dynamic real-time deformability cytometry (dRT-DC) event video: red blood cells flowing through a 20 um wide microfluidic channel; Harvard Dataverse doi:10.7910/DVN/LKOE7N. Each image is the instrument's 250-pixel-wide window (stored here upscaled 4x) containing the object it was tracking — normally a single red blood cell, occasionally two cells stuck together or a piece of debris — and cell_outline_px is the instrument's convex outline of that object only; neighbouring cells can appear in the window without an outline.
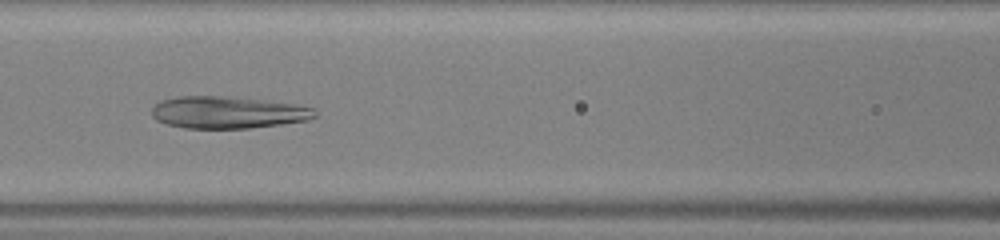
{"species": "human", "species_latin": "Homo sapiens", "temperature_condition": "warm", "stored_images_in_passage": 46, "camera_frame_rate_fps": 3000, "um_per_image_px": 0.085, "donor": {"sex": "male"}, "frame": {"image": 1, "passage_image": 20, "time_ms": 6.333, "image_size_px": [1000, 240], "cell_outline_px": [[320, 112], [316, 116], [308, 120], [280, 124], [248, 128], [184, 128], [168, 124], [156, 120], [152, 116], [152, 108], [160, 100], [176, 96], [220, 96], [264, 100], [292, 104], [316, 108]], "centroid_in_image_um": [19.37, 9.55], "position_along_channel_um": 147.2, "area_um2": 30.46}}
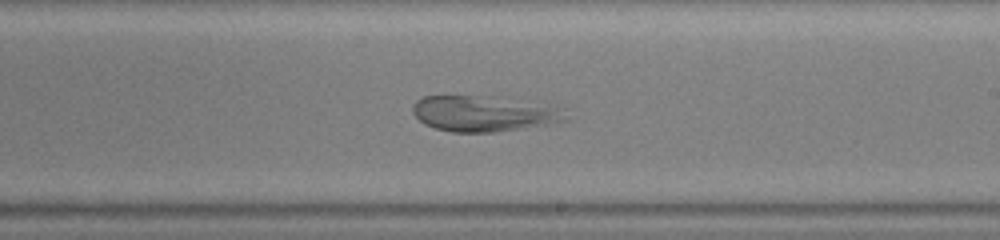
{"frame": {"image": 2, "passage_image": 27, "time_ms": 8.667, "image_size_px": [1000, 240], "cell_outline_px": [[568, 120], [520, 128], [492, 132], [452, 132], [436, 128], [424, 124], [412, 112], [412, 104], [416, 100], [424, 96], [496, 96], [564, 108]], "centroid_in_image_um": [41.09, 9.64], "position_along_channel_um": 247.9, "area_um2": 31.67}}
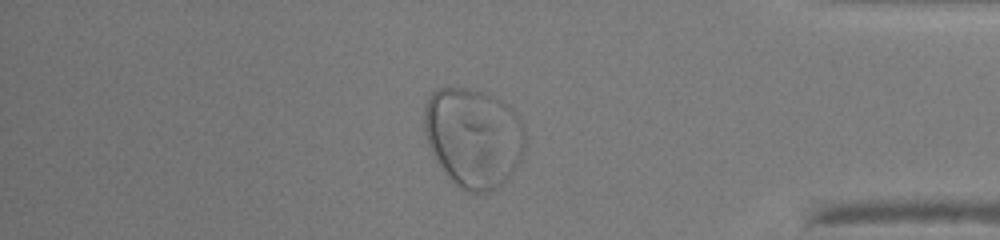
{"frame": {"image": 3, "passage_image": 39, "time_ms": 12.667, "image_size_px": [1000, 240], "cell_outline_px": [[524, 148], [520, 160], [512, 172], [496, 188], [488, 192], [468, 192], [452, 180], [448, 176], [432, 152], [428, 144], [424, 128], [424, 112], [428, 96], [436, 88], [468, 88], [484, 92], [496, 96], [508, 104], [512, 108], [524, 128]], "centroid_in_image_um": [40.24, 11.64], "position_along_channel_um": 395.0, "area_um2": 58.2}}